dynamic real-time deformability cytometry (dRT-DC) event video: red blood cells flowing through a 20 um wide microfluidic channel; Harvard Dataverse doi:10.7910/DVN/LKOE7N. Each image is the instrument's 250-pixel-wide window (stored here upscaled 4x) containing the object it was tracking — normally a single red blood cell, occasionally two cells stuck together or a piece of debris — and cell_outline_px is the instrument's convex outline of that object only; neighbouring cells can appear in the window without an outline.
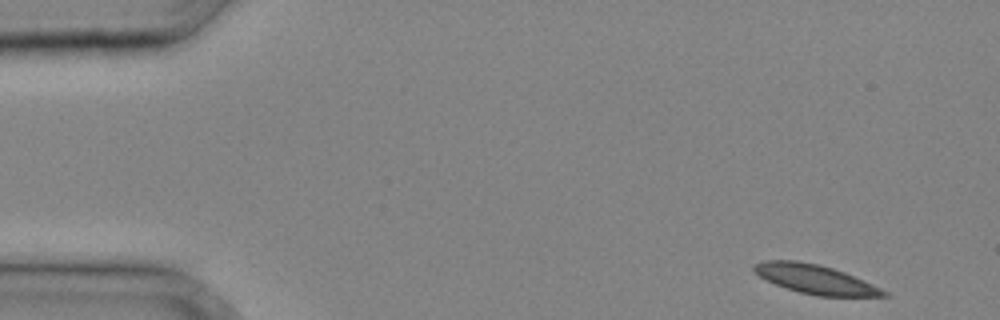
{"species": "common noctule bat (a hibernating species)", "species_latin": "Nyctalus noctula", "temperature_condition": "cold", "stored_images_in_passage": 32, "camera_frame_rate_fps": 3000, "um_per_image_px": 0.085, "animal": {"sex": "male", "body_mass_g": 20.4}, "frame": {"image": 1, "passage_image": 1, "time_ms": 0.0, "image_size_px": [1000, 320], "cell_outline_px": [[888, 296], [816, 296], [800, 292], [776, 284], [760, 276], [752, 268], [752, 264], [764, 260], [796, 260], [816, 264], [832, 268], [844, 272], [872, 284], [888, 292]], "centroid_in_image_um": [69.28, 23.73], "position_along_channel_um": 15.7, "area_um2": 21.62}}
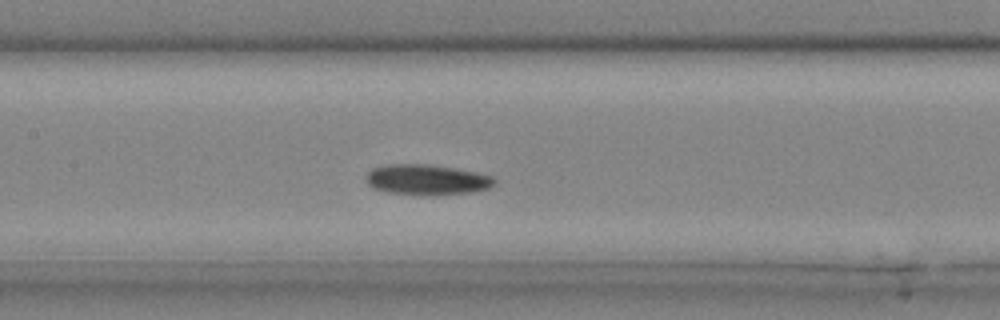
{"frame": {"image": 2, "passage_image": 15, "time_ms": 4.667, "image_size_px": [1000, 320], "cell_outline_px": [[496, 184], [488, 188], [472, 192], [432, 196], [428, 196], [388, 192], [372, 188], [368, 184], [364, 176], [372, 168], [384, 164], [428, 164], [476, 172], [492, 176], [496, 180]], "centroid_in_image_um": [36.25, 15.28], "position_along_channel_um": 171.1, "area_um2": 23.06}}
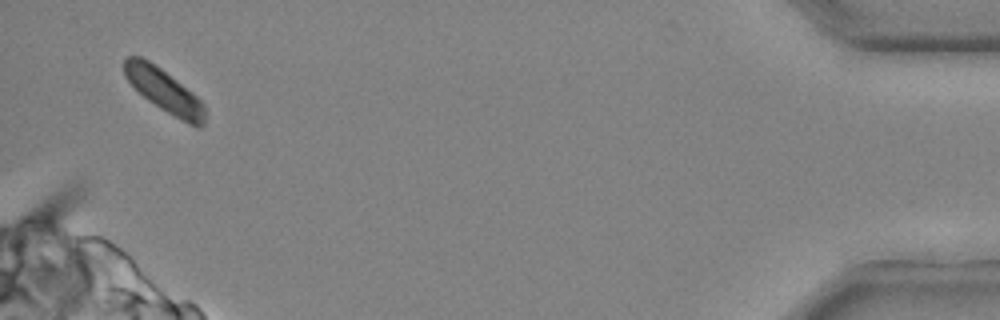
{"frame": {"image": 3, "passage_image": 32, "time_ms": 10.333, "image_size_px": [1000, 320], "cell_outline_px": [[204, 124], [200, 128], [196, 128], [188, 124], [160, 108], [148, 100], [124, 76], [124, 60], [128, 56], [140, 56], [156, 64], [192, 92], [204, 104]], "centroid_in_image_um": [13.97, 7.71], "position_along_channel_um": 421.2, "area_um2": 20.11}}